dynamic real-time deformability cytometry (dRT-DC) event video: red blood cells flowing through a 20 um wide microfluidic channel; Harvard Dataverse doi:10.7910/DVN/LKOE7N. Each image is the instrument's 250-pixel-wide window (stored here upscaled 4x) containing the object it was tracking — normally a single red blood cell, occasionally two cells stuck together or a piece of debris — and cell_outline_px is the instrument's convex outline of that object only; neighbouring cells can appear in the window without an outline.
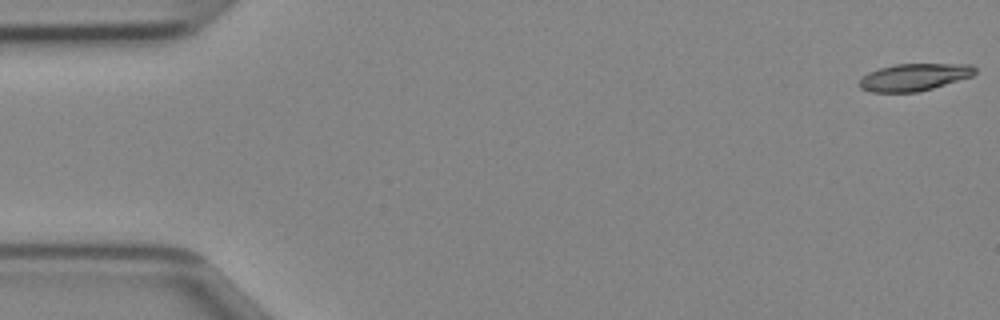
{"species": "Egyptian fruit bat (a non-hibernating species)", "species_latin": "Rousettus aegyptiacus", "temperature_condition": "cold", "stored_images_in_passage": 47, "camera_frame_rate_fps": 3000, "um_per_image_px": 0.085, "animal": {"sex": "female"}, "frame": {"image": 1, "passage_image": 1, "time_ms": 0.0, "image_size_px": [1000, 320], "cell_outline_px": [[976, 72], [972, 76], [932, 88], [916, 92], [872, 92], [860, 88], [856, 84], [868, 72], [880, 68], [896, 64], [972, 64], [976, 68]], "centroid_in_image_um": [77.69, 6.55], "position_along_channel_um": 7.3, "area_um2": 18.26}}
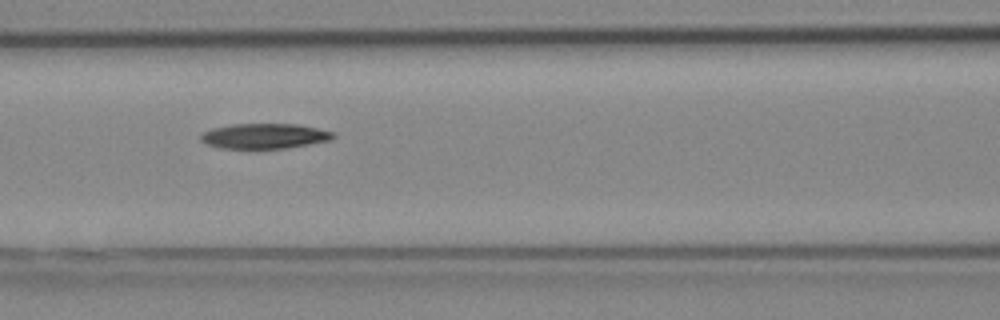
{"frame": {"image": 2, "passage_image": 20, "time_ms": 6.333, "image_size_px": [1000, 320], "cell_outline_px": [[336, 136], [332, 140], [288, 148], [216, 148], [204, 144], [200, 140], [200, 132], [212, 128], [232, 124], [296, 124], [336, 132]], "centroid_in_image_um": [22.45, 11.57], "position_along_channel_um": 144.1, "area_um2": 19.71}}
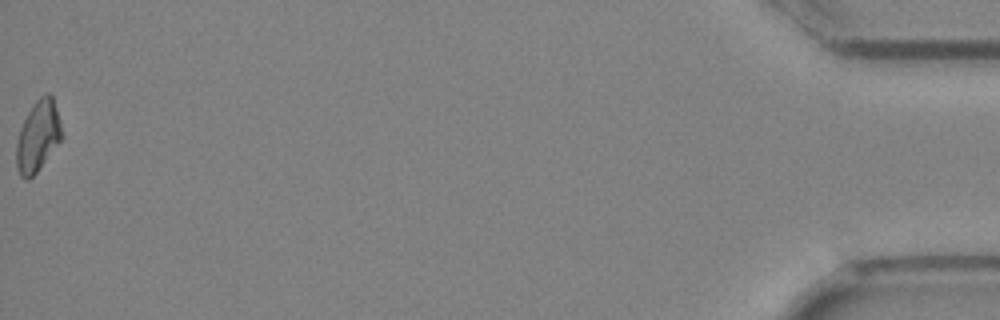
{"frame": {"image": 3, "passage_image": 47, "time_ms": 15.333, "image_size_px": [1000, 320], "cell_outline_px": [[64, 136], [36, 172], [28, 180], [24, 180], [20, 176], [16, 164], [16, 144], [20, 128], [28, 112], [36, 100], [40, 96], [48, 92], [52, 96], [60, 120]], "centroid_in_image_um": [3.23, 11.57], "position_along_channel_um": 432.0, "area_um2": 18.67}}